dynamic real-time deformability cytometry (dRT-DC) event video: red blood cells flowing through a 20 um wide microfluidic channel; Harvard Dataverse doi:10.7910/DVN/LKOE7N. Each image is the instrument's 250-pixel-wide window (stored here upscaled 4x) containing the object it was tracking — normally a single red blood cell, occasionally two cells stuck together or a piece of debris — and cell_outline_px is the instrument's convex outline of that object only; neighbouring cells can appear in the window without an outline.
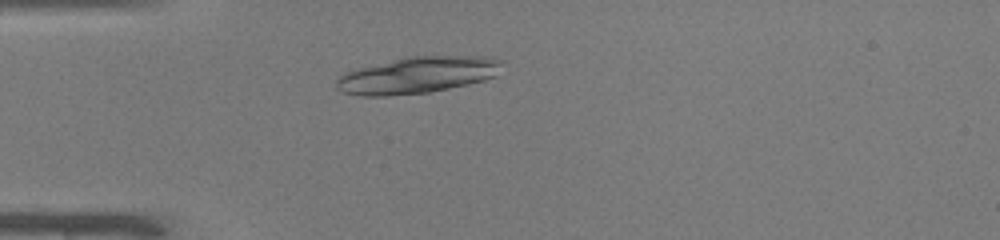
{"species": "common noctule bat (a hibernating species)", "species_latin": "Nyctalus noctula", "temperature_condition": "warm", "stored_images_in_passage": 38, "camera_frame_rate_fps": 3000, "um_per_image_px": 0.085, "animal": {"sex": "male", "body_mass_g": 19.0, "forearm_length_mm": 50.8}, "frame": {"image": 1, "passage_image": 3, "time_ms": 0.667, "image_size_px": [1000, 240], "cell_outline_px": [[500, 60], [496, 76], [484, 80], [468, 84], [428, 92], [388, 96], [360, 96], [344, 92], [336, 88], [336, 76], [352, 68], [404, 56], [492, 56]], "centroid_in_image_um": [35.37, 6.37], "position_along_channel_um": 49.6, "area_um2": 35.72}}
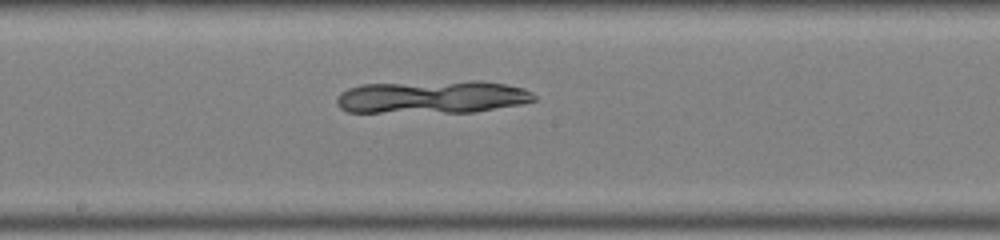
{"frame": {"image": 2, "passage_image": 16, "time_ms": 5.0, "image_size_px": [1000, 240], "cell_outline_px": [[536, 100], [520, 104], [476, 112], [348, 112], [340, 108], [336, 104], [336, 100], [340, 92], [348, 88], [360, 84], [468, 80], [480, 80], [508, 84], [524, 88], [532, 92], [536, 96]], "centroid_in_image_um": [36.75, 8.23], "position_along_channel_um": 211.4, "area_um2": 38.32}}
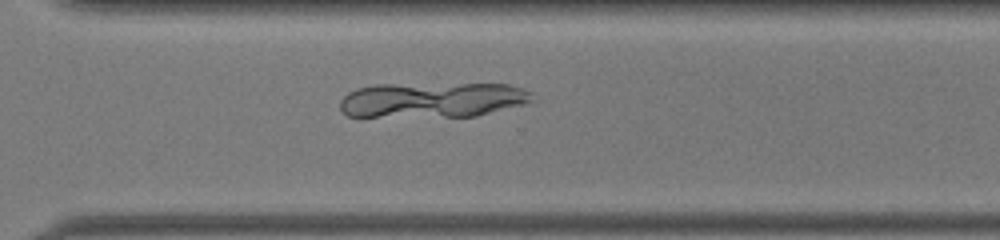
{"frame": {"image": 3, "passage_image": 25, "time_ms": 8.0, "image_size_px": [1000, 240], "cell_outline_px": [[536, 100], [524, 104], [476, 116], [348, 116], [340, 108], [340, 100], [348, 92], [356, 88], [376, 84], [512, 84], [532, 92]], "centroid_in_image_um": [36.8, 8.47], "position_along_channel_um": 333.8, "area_um2": 39.54}}